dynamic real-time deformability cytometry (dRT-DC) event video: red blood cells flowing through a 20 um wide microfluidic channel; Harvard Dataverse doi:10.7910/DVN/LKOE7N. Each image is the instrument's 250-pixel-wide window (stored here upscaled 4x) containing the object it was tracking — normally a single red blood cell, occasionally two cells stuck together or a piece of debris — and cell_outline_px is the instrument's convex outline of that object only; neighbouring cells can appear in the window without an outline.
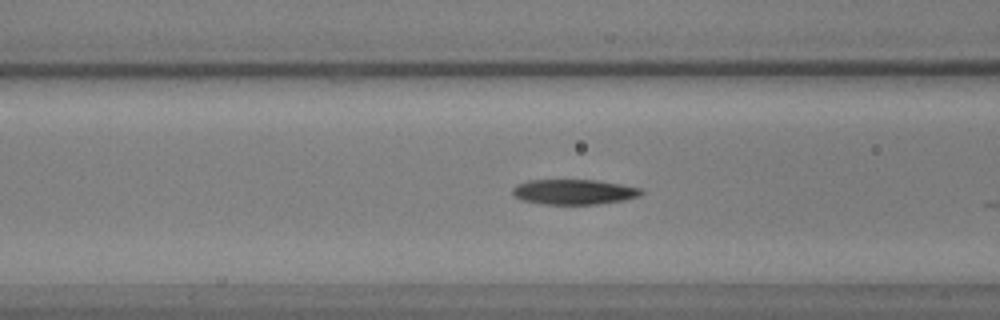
{"species": "common noctule bat (a hibernating species)", "species_latin": "Nyctalus noctula", "temperature_condition": "warm", "stored_images_in_passage": 8, "camera_frame_rate_fps": 3000, "um_per_image_px": 0.085, "animal": {"sex": "male", "body_mass_g": 17.9, "forearm_length_mm": 54.2}, "frame": {"image": 1, "passage_image": 6, "time_ms": 1.667, "image_size_px": [1000, 320], "cell_outline_px": [[644, 192], [640, 196], [624, 200], [596, 204], [544, 204], [520, 200], [512, 192], [512, 188], [516, 184], [528, 180], [596, 180], [620, 184], [640, 188]], "centroid_in_image_um": [48.77, 16.31], "position_along_channel_um": 117.8, "area_um2": 18.84}}